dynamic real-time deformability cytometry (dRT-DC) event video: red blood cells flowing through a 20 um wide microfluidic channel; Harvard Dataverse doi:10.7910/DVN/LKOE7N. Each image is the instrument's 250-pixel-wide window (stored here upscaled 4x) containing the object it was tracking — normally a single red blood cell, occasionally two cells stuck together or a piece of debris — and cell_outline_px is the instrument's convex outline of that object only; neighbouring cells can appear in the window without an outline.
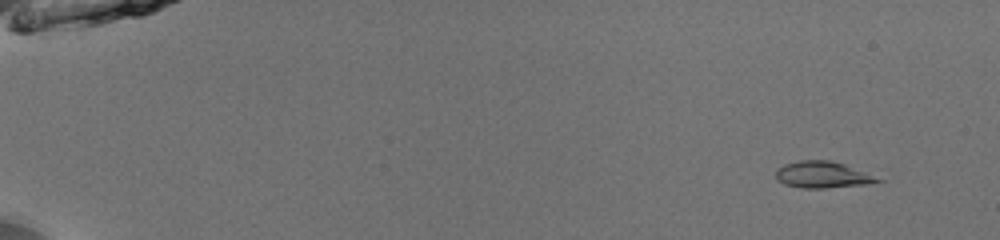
{"species": "common noctule bat (a hibernating species)", "species_latin": "Nyctalus noctula", "temperature_condition": "room temperature", "stored_images_in_passage": 53, "camera_frame_rate_fps": 3000, "um_per_image_px": 0.085, "animal": {"sex": "male", "body_mass_g": 13.0, "forearm_length_mm": 53.1}, "frame": {"image": 1, "passage_image": 5, "time_ms": 1.333, "image_size_px": [1000, 240], "cell_outline_px": [[884, 180], [868, 184], [824, 188], [800, 188], [784, 184], [776, 180], [776, 168], [784, 164], [800, 160], [832, 160], [844, 164]], "centroid_in_image_um": [69.85, 14.85], "position_along_channel_um": 15.1, "area_um2": 15.72}}
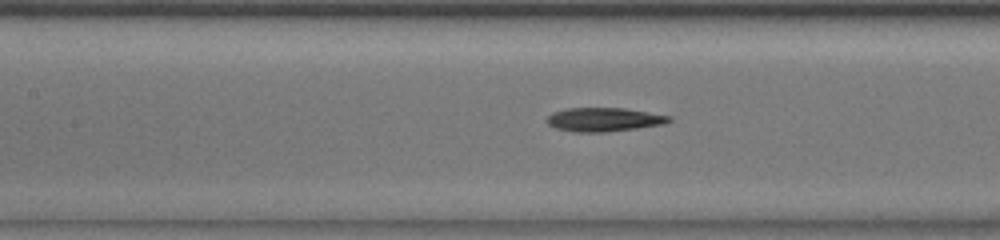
{"frame": {"image": 2, "passage_image": 27, "time_ms": 8.667, "image_size_px": [1000, 240], "cell_outline_px": [[672, 120], [664, 124], [636, 128], [604, 132], [572, 132], [556, 128], [548, 124], [544, 120], [552, 112], [568, 108], [624, 108], [672, 116]], "centroid_in_image_um": [51.31, 10.16], "position_along_channel_um": 156.1, "area_um2": 16.99}}
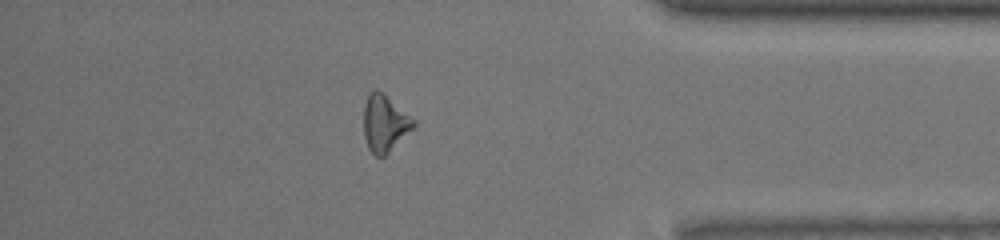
{"frame": {"image": 3, "passage_image": 47, "time_ms": 15.333, "image_size_px": [1000, 240], "cell_outline_px": [[416, 124], [384, 156], [376, 156], [368, 148], [364, 136], [364, 104], [368, 92], [372, 88], [376, 88], [384, 92], [416, 120]], "centroid_in_image_um": [32.68, 10.4], "position_along_channel_um": 402.5, "area_um2": 16.59}, "authors_computed_cell_mechanics": {"area_um2": 16.2418, "velocity_mm_per_s": 3.9931, "shape_relaxation_time_tau1_ms": null, "shape_relaxation_time_tau2_ms": 11.2356, "deformation_change_tau1": null, "deformation_change_tau2": 0.2443}}